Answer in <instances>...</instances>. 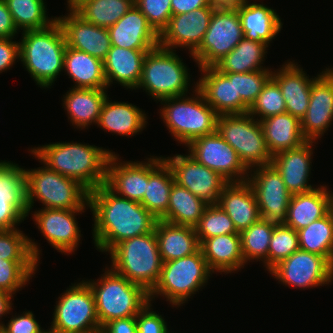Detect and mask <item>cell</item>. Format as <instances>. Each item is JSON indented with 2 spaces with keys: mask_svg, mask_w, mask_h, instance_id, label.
<instances>
[{
  "mask_svg": "<svg viewBox=\"0 0 333 333\" xmlns=\"http://www.w3.org/2000/svg\"><path fill=\"white\" fill-rule=\"evenodd\" d=\"M92 237L96 250L109 252L121 241L150 233L155 218L140 202L120 197L105 184L89 192Z\"/></svg>",
  "mask_w": 333,
  "mask_h": 333,
  "instance_id": "1",
  "label": "cell"
},
{
  "mask_svg": "<svg viewBox=\"0 0 333 333\" xmlns=\"http://www.w3.org/2000/svg\"><path fill=\"white\" fill-rule=\"evenodd\" d=\"M45 165L78 181L89 192L106 183L109 149L77 142H56L30 149Z\"/></svg>",
  "mask_w": 333,
  "mask_h": 333,
  "instance_id": "2",
  "label": "cell"
},
{
  "mask_svg": "<svg viewBox=\"0 0 333 333\" xmlns=\"http://www.w3.org/2000/svg\"><path fill=\"white\" fill-rule=\"evenodd\" d=\"M19 61L38 87L49 89L63 72L65 35L56 20L50 26L21 32Z\"/></svg>",
  "mask_w": 333,
  "mask_h": 333,
  "instance_id": "3",
  "label": "cell"
},
{
  "mask_svg": "<svg viewBox=\"0 0 333 333\" xmlns=\"http://www.w3.org/2000/svg\"><path fill=\"white\" fill-rule=\"evenodd\" d=\"M192 96L183 95L160 100L159 113L174 139L187 146L192 140L217 131L218 114L192 83Z\"/></svg>",
  "mask_w": 333,
  "mask_h": 333,
  "instance_id": "4",
  "label": "cell"
},
{
  "mask_svg": "<svg viewBox=\"0 0 333 333\" xmlns=\"http://www.w3.org/2000/svg\"><path fill=\"white\" fill-rule=\"evenodd\" d=\"M33 157L43 164L34 169H24L26 204L30 212L35 201L50 209H88L89 191L78 181L65 177L45 165L30 149Z\"/></svg>",
  "mask_w": 333,
  "mask_h": 333,
  "instance_id": "5",
  "label": "cell"
},
{
  "mask_svg": "<svg viewBox=\"0 0 333 333\" xmlns=\"http://www.w3.org/2000/svg\"><path fill=\"white\" fill-rule=\"evenodd\" d=\"M110 268L148 293L157 284L162 267L155 230L128 238L115 245L109 252Z\"/></svg>",
  "mask_w": 333,
  "mask_h": 333,
  "instance_id": "6",
  "label": "cell"
},
{
  "mask_svg": "<svg viewBox=\"0 0 333 333\" xmlns=\"http://www.w3.org/2000/svg\"><path fill=\"white\" fill-rule=\"evenodd\" d=\"M95 280H84L90 287L101 328L109 321L135 317L150 301L149 293L141 286L106 267Z\"/></svg>",
  "mask_w": 333,
  "mask_h": 333,
  "instance_id": "7",
  "label": "cell"
},
{
  "mask_svg": "<svg viewBox=\"0 0 333 333\" xmlns=\"http://www.w3.org/2000/svg\"><path fill=\"white\" fill-rule=\"evenodd\" d=\"M212 274L201 249L192 255L163 262L159 280L149 293L150 301L161 296L171 307L183 306L206 286Z\"/></svg>",
  "mask_w": 333,
  "mask_h": 333,
  "instance_id": "8",
  "label": "cell"
},
{
  "mask_svg": "<svg viewBox=\"0 0 333 333\" xmlns=\"http://www.w3.org/2000/svg\"><path fill=\"white\" fill-rule=\"evenodd\" d=\"M185 64L176 50L160 46L152 49L144 58L136 89L147 92L157 103L165 98L188 94L192 75Z\"/></svg>",
  "mask_w": 333,
  "mask_h": 333,
  "instance_id": "9",
  "label": "cell"
},
{
  "mask_svg": "<svg viewBox=\"0 0 333 333\" xmlns=\"http://www.w3.org/2000/svg\"><path fill=\"white\" fill-rule=\"evenodd\" d=\"M244 38L236 7L223 0L214 10L200 46L189 56L198 68L213 67Z\"/></svg>",
  "mask_w": 333,
  "mask_h": 333,
  "instance_id": "10",
  "label": "cell"
},
{
  "mask_svg": "<svg viewBox=\"0 0 333 333\" xmlns=\"http://www.w3.org/2000/svg\"><path fill=\"white\" fill-rule=\"evenodd\" d=\"M217 132L233 147L248 170L271 164L273 156L262 126L249 113L219 115Z\"/></svg>",
  "mask_w": 333,
  "mask_h": 333,
  "instance_id": "11",
  "label": "cell"
},
{
  "mask_svg": "<svg viewBox=\"0 0 333 333\" xmlns=\"http://www.w3.org/2000/svg\"><path fill=\"white\" fill-rule=\"evenodd\" d=\"M60 294L54 305L51 327L62 333H99L93 293L84 279Z\"/></svg>",
  "mask_w": 333,
  "mask_h": 333,
  "instance_id": "12",
  "label": "cell"
},
{
  "mask_svg": "<svg viewBox=\"0 0 333 333\" xmlns=\"http://www.w3.org/2000/svg\"><path fill=\"white\" fill-rule=\"evenodd\" d=\"M287 287L309 289L333 283V265L323 256L298 249L270 272Z\"/></svg>",
  "mask_w": 333,
  "mask_h": 333,
  "instance_id": "13",
  "label": "cell"
},
{
  "mask_svg": "<svg viewBox=\"0 0 333 333\" xmlns=\"http://www.w3.org/2000/svg\"><path fill=\"white\" fill-rule=\"evenodd\" d=\"M247 181L255 194L261 218L276 225L285 224L292 194L276 168L272 164L252 168Z\"/></svg>",
  "mask_w": 333,
  "mask_h": 333,
  "instance_id": "14",
  "label": "cell"
},
{
  "mask_svg": "<svg viewBox=\"0 0 333 333\" xmlns=\"http://www.w3.org/2000/svg\"><path fill=\"white\" fill-rule=\"evenodd\" d=\"M171 168L174 181L208 205H216L223 188L229 183L221 174L197 162L189 154L162 156Z\"/></svg>",
  "mask_w": 333,
  "mask_h": 333,
  "instance_id": "15",
  "label": "cell"
},
{
  "mask_svg": "<svg viewBox=\"0 0 333 333\" xmlns=\"http://www.w3.org/2000/svg\"><path fill=\"white\" fill-rule=\"evenodd\" d=\"M186 147L197 162L218 172L229 182L247 181L249 170L217 131L192 140Z\"/></svg>",
  "mask_w": 333,
  "mask_h": 333,
  "instance_id": "16",
  "label": "cell"
},
{
  "mask_svg": "<svg viewBox=\"0 0 333 333\" xmlns=\"http://www.w3.org/2000/svg\"><path fill=\"white\" fill-rule=\"evenodd\" d=\"M86 209H50L28 212L47 242L61 254L74 253L81 240V230L78 227L76 215L82 214ZM33 212V213H32Z\"/></svg>",
  "mask_w": 333,
  "mask_h": 333,
  "instance_id": "17",
  "label": "cell"
},
{
  "mask_svg": "<svg viewBox=\"0 0 333 333\" xmlns=\"http://www.w3.org/2000/svg\"><path fill=\"white\" fill-rule=\"evenodd\" d=\"M218 5L200 7L189 13L172 15L159 35V46L169 50L188 49L191 55L202 43L210 18Z\"/></svg>",
  "mask_w": 333,
  "mask_h": 333,
  "instance_id": "18",
  "label": "cell"
},
{
  "mask_svg": "<svg viewBox=\"0 0 333 333\" xmlns=\"http://www.w3.org/2000/svg\"><path fill=\"white\" fill-rule=\"evenodd\" d=\"M325 68L312 82L306 115L301 130L307 141H317L333 122V67Z\"/></svg>",
  "mask_w": 333,
  "mask_h": 333,
  "instance_id": "19",
  "label": "cell"
},
{
  "mask_svg": "<svg viewBox=\"0 0 333 333\" xmlns=\"http://www.w3.org/2000/svg\"><path fill=\"white\" fill-rule=\"evenodd\" d=\"M197 88L218 115L244 114L249 108L236 96L235 73H220L214 67L198 68Z\"/></svg>",
  "mask_w": 333,
  "mask_h": 333,
  "instance_id": "20",
  "label": "cell"
},
{
  "mask_svg": "<svg viewBox=\"0 0 333 333\" xmlns=\"http://www.w3.org/2000/svg\"><path fill=\"white\" fill-rule=\"evenodd\" d=\"M68 12L56 17L64 32L66 45L103 61L112 46L108 29L84 20L75 11Z\"/></svg>",
  "mask_w": 333,
  "mask_h": 333,
  "instance_id": "21",
  "label": "cell"
},
{
  "mask_svg": "<svg viewBox=\"0 0 333 333\" xmlns=\"http://www.w3.org/2000/svg\"><path fill=\"white\" fill-rule=\"evenodd\" d=\"M318 142L306 141L295 149L275 154L271 164L280 173L288 191L294 194L307 193L318 186L309 184L313 158V146Z\"/></svg>",
  "mask_w": 333,
  "mask_h": 333,
  "instance_id": "22",
  "label": "cell"
},
{
  "mask_svg": "<svg viewBox=\"0 0 333 333\" xmlns=\"http://www.w3.org/2000/svg\"><path fill=\"white\" fill-rule=\"evenodd\" d=\"M293 61V62H292ZM287 60L282 67L272 71V78L278 83L284 97L286 112L300 120L306 115L309 105L312 82L314 78L303 71V68L295 63V60Z\"/></svg>",
  "mask_w": 333,
  "mask_h": 333,
  "instance_id": "23",
  "label": "cell"
},
{
  "mask_svg": "<svg viewBox=\"0 0 333 333\" xmlns=\"http://www.w3.org/2000/svg\"><path fill=\"white\" fill-rule=\"evenodd\" d=\"M108 32L112 46L133 50H152L159 46V34L135 5Z\"/></svg>",
  "mask_w": 333,
  "mask_h": 333,
  "instance_id": "24",
  "label": "cell"
},
{
  "mask_svg": "<svg viewBox=\"0 0 333 333\" xmlns=\"http://www.w3.org/2000/svg\"><path fill=\"white\" fill-rule=\"evenodd\" d=\"M237 9L241 26L246 39L257 42L273 43L283 27L277 11L263 2L251 0H229ZM258 1V0H257Z\"/></svg>",
  "mask_w": 333,
  "mask_h": 333,
  "instance_id": "25",
  "label": "cell"
},
{
  "mask_svg": "<svg viewBox=\"0 0 333 333\" xmlns=\"http://www.w3.org/2000/svg\"><path fill=\"white\" fill-rule=\"evenodd\" d=\"M105 185L120 197L140 202L146 193V161H122L112 153Z\"/></svg>",
  "mask_w": 333,
  "mask_h": 333,
  "instance_id": "26",
  "label": "cell"
},
{
  "mask_svg": "<svg viewBox=\"0 0 333 333\" xmlns=\"http://www.w3.org/2000/svg\"><path fill=\"white\" fill-rule=\"evenodd\" d=\"M146 193L140 203L157 219L168 210L174 176L161 156L146 157Z\"/></svg>",
  "mask_w": 333,
  "mask_h": 333,
  "instance_id": "27",
  "label": "cell"
},
{
  "mask_svg": "<svg viewBox=\"0 0 333 333\" xmlns=\"http://www.w3.org/2000/svg\"><path fill=\"white\" fill-rule=\"evenodd\" d=\"M217 204L231 218L238 233L261 218L255 194L248 181L229 182L223 188Z\"/></svg>",
  "mask_w": 333,
  "mask_h": 333,
  "instance_id": "28",
  "label": "cell"
},
{
  "mask_svg": "<svg viewBox=\"0 0 333 333\" xmlns=\"http://www.w3.org/2000/svg\"><path fill=\"white\" fill-rule=\"evenodd\" d=\"M149 51L151 50L111 46L103 60L107 88L113 83H118L126 89L136 90L142 74L143 61Z\"/></svg>",
  "mask_w": 333,
  "mask_h": 333,
  "instance_id": "29",
  "label": "cell"
},
{
  "mask_svg": "<svg viewBox=\"0 0 333 333\" xmlns=\"http://www.w3.org/2000/svg\"><path fill=\"white\" fill-rule=\"evenodd\" d=\"M324 184L307 193L291 196L285 225L298 231L332 210V191Z\"/></svg>",
  "mask_w": 333,
  "mask_h": 333,
  "instance_id": "30",
  "label": "cell"
},
{
  "mask_svg": "<svg viewBox=\"0 0 333 333\" xmlns=\"http://www.w3.org/2000/svg\"><path fill=\"white\" fill-rule=\"evenodd\" d=\"M107 91V88H69L63 95L62 103L74 128L82 130L93 124L97 125L103 104L108 97Z\"/></svg>",
  "mask_w": 333,
  "mask_h": 333,
  "instance_id": "31",
  "label": "cell"
},
{
  "mask_svg": "<svg viewBox=\"0 0 333 333\" xmlns=\"http://www.w3.org/2000/svg\"><path fill=\"white\" fill-rule=\"evenodd\" d=\"M200 249L213 273H236L246 265L239 233L217 235L205 239Z\"/></svg>",
  "mask_w": 333,
  "mask_h": 333,
  "instance_id": "32",
  "label": "cell"
},
{
  "mask_svg": "<svg viewBox=\"0 0 333 333\" xmlns=\"http://www.w3.org/2000/svg\"><path fill=\"white\" fill-rule=\"evenodd\" d=\"M145 111L132 103L109 100L106 98L100 112L97 127L119 136H135L146 128ZM139 132V133H138Z\"/></svg>",
  "mask_w": 333,
  "mask_h": 333,
  "instance_id": "33",
  "label": "cell"
},
{
  "mask_svg": "<svg viewBox=\"0 0 333 333\" xmlns=\"http://www.w3.org/2000/svg\"><path fill=\"white\" fill-rule=\"evenodd\" d=\"M154 230L162 262L192 255L200 249V243L193 227L157 219Z\"/></svg>",
  "mask_w": 333,
  "mask_h": 333,
  "instance_id": "34",
  "label": "cell"
},
{
  "mask_svg": "<svg viewBox=\"0 0 333 333\" xmlns=\"http://www.w3.org/2000/svg\"><path fill=\"white\" fill-rule=\"evenodd\" d=\"M259 122L272 156L295 149L307 141L301 130V120L290 113L273 115Z\"/></svg>",
  "mask_w": 333,
  "mask_h": 333,
  "instance_id": "35",
  "label": "cell"
},
{
  "mask_svg": "<svg viewBox=\"0 0 333 333\" xmlns=\"http://www.w3.org/2000/svg\"><path fill=\"white\" fill-rule=\"evenodd\" d=\"M63 71L73 80L72 88H107L103 61L86 52L66 46Z\"/></svg>",
  "mask_w": 333,
  "mask_h": 333,
  "instance_id": "36",
  "label": "cell"
},
{
  "mask_svg": "<svg viewBox=\"0 0 333 333\" xmlns=\"http://www.w3.org/2000/svg\"><path fill=\"white\" fill-rule=\"evenodd\" d=\"M269 45L245 37L229 54L218 61L213 67L220 73H248L259 70H274L262 66Z\"/></svg>",
  "mask_w": 333,
  "mask_h": 333,
  "instance_id": "37",
  "label": "cell"
},
{
  "mask_svg": "<svg viewBox=\"0 0 333 333\" xmlns=\"http://www.w3.org/2000/svg\"><path fill=\"white\" fill-rule=\"evenodd\" d=\"M208 204L176 182L170 191L167 212L160 218L163 221L195 227Z\"/></svg>",
  "mask_w": 333,
  "mask_h": 333,
  "instance_id": "38",
  "label": "cell"
},
{
  "mask_svg": "<svg viewBox=\"0 0 333 333\" xmlns=\"http://www.w3.org/2000/svg\"><path fill=\"white\" fill-rule=\"evenodd\" d=\"M297 232L301 250L323 256L333 265V209Z\"/></svg>",
  "mask_w": 333,
  "mask_h": 333,
  "instance_id": "39",
  "label": "cell"
},
{
  "mask_svg": "<svg viewBox=\"0 0 333 333\" xmlns=\"http://www.w3.org/2000/svg\"><path fill=\"white\" fill-rule=\"evenodd\" d=\"M4 1L19 32L43 29L57 20L56 16L48 17L47 4L44 0Z\"/></svg>",
  "mask_w": 333,
  "mask_h": 333,
  "instance_id": "40",
  "label": "cell"
},
{
  "mask_svg": "<svg viewBox=\"0 0 333 333\" xmlns=\"http://www.w3.org/2000/svg\"><path fill=\"white\" fill-rule=\"evenodd\" d=\"M134 5V0H87L74 11L92 24L109 28Z\"/></svg>",
  "mask_w": 333,
  "mask_h": 333,
  "instance_id": "41",
  "label": "cell"
},
{
  "mask_svg": "<svg viewBox=\"0 0 333 333\" xmlns=\"http://www.w3.org/2000/svg\"><path fill=\"white\" fill-rule=\"evenodd\" d=\"M275 225L271 221L260 218L239 233L242 254L246 265L250 262L262 261L263 266L267 270L268 249Z\"/></svg>",
  "mask_w": 333,
  "mask_h": 333,
  "instance_id": "42",
  "label": "cell"
},
{
  "mask_svg": "<svg viewBox=\"0 0 333 333\" xmlns=\"http://www.w3.org/2000/svg\"><path fill=\"white\" fill-rule=\"evenodd\" d=\"M31 238L19 228L0 231V259L3 260H36L40 263L42 252Z\"/></svg>",
  "mask_w": 333,
  "mask_h": 333,
  "instance_id": "43",
  "label": "cell"
},
{
  "mask_svg": "<svg viewBox=\"0 0 333 333\" xmlns=\"http://www.w3.org/2000/svg\"><path fill=\"white\" fill-rule=\"evenodd\" d=\"M36 260L0 259V290L15 294L27 286L38 270Z\"/></svg>",
  "mask_w": 333,
  "mask_h": 333,
  "instance_id": "44",
  "label": "cell"
},
{
  "mask_svg": "<svg viewBox=\"0 0 333 333\" xmlns=\"http://www.w3.org/2000/svg\"><path fill=\"white\" fill-rule=\"evenodd\" d=\"M298 249H300L298 232L285 224L275 225L268 249V273Z\"/></svg>",
  "mask_w": 333,
  "mask_h": 333,
  "instance_id": "45",
  "label": "cell"
},
{
  "mask_svg": "<svg viewBox=\"0 0 333 333\" xmlns=\"http://www.w3.org/2000/svg\"><path fill=\"white\" fill-rule=\"evenodd\" d=\"M194 228L200 244L213 236L238 233L231 218L218 204L208 205Z\"/></svg>",
  "mask_w": 333,
  "mask_h": 333,
  "instance_id": "46",
  "label": "cell"
},
{
  "mask_svg": "<svg viewBox=\"0 0 333 333\" xmlns=\"http://www.w3.org/2000/svg\"><path fill=\"white\" fill-rule=\"evenodd\" d=\"M248 113L258 121L286 113L284 97L278 83L272 77L264 85L262 92L257 96Z\"/></svg>",
  "mask_w": 333,
  "mask_h": 333,
  "instance_id": "47",
  "label": "cell"
},
{
  "mask_svg": "<svg viewBox=\"0 0 333 333\" xmlns=\"http://www.w3.org/2000/svg\"><path fill=\"white\" fill-rule=\"evenodd\" d=\"M0 198H26L25 171L19 164L0 160Z\"/></svg>",
  "mask_w": 333,
  "mask_h": 333,
  "instance_id": "48",
  "label": "cell"
},
{
  "mask_svg": "<svg viewBox=\"0 0 333 333\" xmlns=\"http://www.w3.org/2000/svg\"><path fill=\"white\" fill-rule=\"evenodd\" d=\"M271 77L272 70L235 73L236 96H240L241 101L250 108Z\"/></svg>",
  "mask_w": 333,
  "mask_h": 333,
  "instance_id": "49",
  "label": "cell"
},
{
  "mask_svg": "<svg viewBox=\"0 0 333 333\" xmlns=\"http://www.w3.org/2000/svg\"><path fill=\"white\" fill-rule=\"evenodd\" d=\"M134 5L159 35L168 26L172 16L171 0H134Z\"/></svg>",
  "mask_w": 333,
  "mask_h": 333,
  "instance_id": "50",
  "label": "cell"
},
{
  "mask_svg": "<svg viewBox=\"0 0 333 333\" xmlns=\"http://www.w3.org/2000/svg\"><path fill=\"white\" fill-rule=\"evenodd\" d=\"M26 217V198H0V231L17 229Z\"/></svg>",
  "mask_w": 333,
  "mask_h": 333,
  "instance_id": "51",
  "label": "cell"
},
{
  "mask_svg": "<svg viewBox=\"0 0 333 333\" xmlns=\"http://www.w3.org/2000/svg\"><path fill=\"white\" fill-rule=\"evenodd\" d=\"M152 309V310H151ZM137 333H169L167 322L149 303L136 315Z\"/></svg>",
  "mask_w": 333,
  "mask_h": 333,
  "instance_id": "52",
  "label": "cell"
},
{
  "mask_svg": "<svg viewBox=\"0 0 333 333\" xmlns=\"http://www.w3.org/2000/svg\"><path fill=\"white\" fill-rule=\"evenodd\" d=\"M42 329L33 312L27 310L21 315H12L8 323L3 325L0 333H40Z\"/></svg>",
  "mask_w": 333,
  "mask_h": 333,
  "instance_id": "53",
  "label": "cell"
},
{
  "mask_svg": "<svg viewBox=\"0 0 333 333\" xmlns=\"http://www.w3.org/2000/svg\"><path fill=\"white\" fill-rule=\"evenodd\" d=\"M15 39L0 38V73L9 70L16 61L19 62V42Z\"/></svg>",
  "mask_w": 333,
  "mask_h": 333,
  "instance_id": "54",
  "label": "cell"
},
{
  "mask_svg": "<svg viewBox=\"0 0 333 333\" xmlns=\"http://www.w3.org/2000/svg\"><path fill=\"white\" fill-rule=\"evenodd\" d=\"M223 0H171L172 15L189 13L200 7L219 5Z\"/></svg>",
  "mask_w": 333,
  "mask_h": 333,
  "instance_id": "55",
  "label": "cell"
},
{
  "mask_svg": "<svg viewBox=\"0 0 333 333\" xmlns=\"http://www.w3.org/2000/svg\"><path fill=\"white\" fill-rule=\"evenodd\" d=\"M101 332L137 333L136 316L111 320L102 327Z\"/></svg>",
  "mask_w": 333,
  "mask_h": 333,
  "instance_id": "56",
  "label": "cell"
},
{
  "mask_svg": "<svg viewBox=\"0 0 333 333\" xmlns=\"http://www.w3.org/2000/svg\"><path fill=\"white\" fill-rule=\"evenodd\" d=\"M19 34L6 2L0 0V38H12Z\"/></svg>",
  "mask_w": 333,
  "mask_h": 333,
  "instance_id": "57",
  "label": "cell"
},
{
  "mask_svg": "<svg viewBox=\"0 0 333 333\" xmlns=\"http://www.w3.org/2000/svg\"><path fill=\"white\" fill-rule=\"evenodd\" d=\"M13 294L4 291V290H0V330L3 327V325H5V323L2 322V317H4L7 314H10L11 311L13 310V303H12V299H13Z\"/></svg>",
  "mask_w": 333,
  "mask_h": 333,
  "instance_id": "58",
  "label": "cell"
},
{
  "mask_svg": "<svg viewBox=\"0 0 333 333\" xmlns=\"http://www.w3.org/2000/svg\"><path fill=\"white\" fill-rule=\"evenodd\" d=\"M87 0H67V10L74 11L78 6Z\"/></svg>",
  "mask_w": 333,
  "mask_h": 333,
  "instance_id": "59",
  "label": "cell"
},
{
  "mask_svg": "<svg viewBox=\"0 0 333 333\" xmlns=\"http://www.w3.org/2000/svg\"><path fill=\"white\" fill-rule=\"evenodd\" d=\"M49 329V330H48ZM47 330L42 329L40 333H62L50 326Z\"/></svg>",
  "mask_w": 333,
  "mask_h": 333,
  "instance_id": "60",
  "label": "cell"
},
{
  "mask_svg": "<svg viewBox=\"0 0 333 333\" xmlns=\"http://www.w3.org/2000/svg\"><path fill=\"white\" fill-rule=\"evenodd\" d=\"M332 193V209H333V192H331Z\"/></svg>",
  "mask_w": 333,
  "mask_h": 333,
  "instance_id": "61",
  "label": "cell"
}]
</instances>
